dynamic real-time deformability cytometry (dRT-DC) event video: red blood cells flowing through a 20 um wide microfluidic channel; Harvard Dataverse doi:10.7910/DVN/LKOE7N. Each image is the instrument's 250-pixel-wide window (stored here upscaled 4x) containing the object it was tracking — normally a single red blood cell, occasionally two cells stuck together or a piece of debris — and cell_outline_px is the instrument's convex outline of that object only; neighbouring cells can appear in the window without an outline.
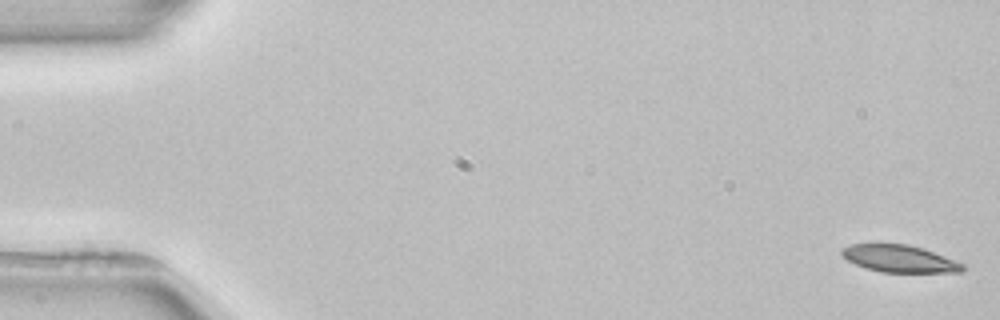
{"species": "common noctule bat (a hibernating species)", "species_latin": "Nyctalus noctula", "temperature_condition": "room temperature", "stored_images_in_passage": 4, "camera_frame_rate_fps": 3000, "um_per_image_px": 0.085, "animal": {"sex": "female", "body_mass_g": 22.7, "forearm_length_mm": 54.2}, "frame": {"image": 1, "passage_image": 1, "time_ms": 0.0, "image_size_px": [1000, 320], "cell_outline_px": [[964, 268], [960, 272], [880, 272], [864, 268], [848, 260], [840, 252], [840, 248], [852, 244], [908, 244], [944, 256], [964, 264]], "centroid_in_image_um": [76.41, 21.99], "position_along_channel_um": 8.6, "area_um2": 18.9}}
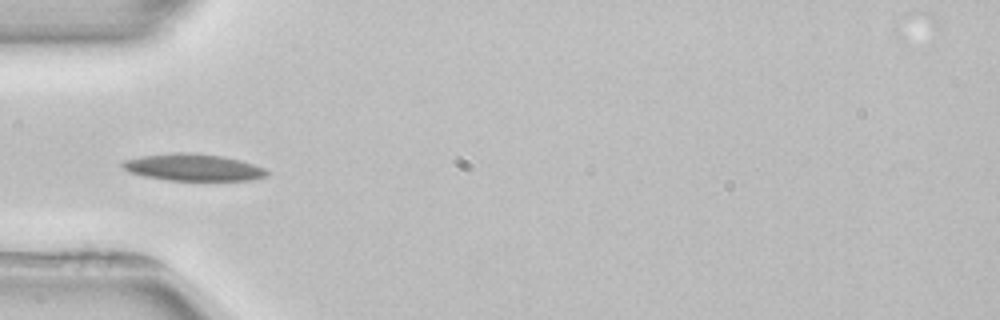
{"frame": {"image": 2, "passage_image": 4, "time_ms": 5.333, "image_size_px": [1000, 320], "cell_outline_px": [[268, 176], [252, 180], [168, 180], [144, 176], [128, 172], [120, 164], [124, 160], [144, 156], [180, 152], [188, 152], [220, 156], [240, 160], [264, 168], [268, 172]], "centroid_in_image_um": [16.42, 14.23], "position_along_channel_um": 68.6, "area_um2": 22.37}}